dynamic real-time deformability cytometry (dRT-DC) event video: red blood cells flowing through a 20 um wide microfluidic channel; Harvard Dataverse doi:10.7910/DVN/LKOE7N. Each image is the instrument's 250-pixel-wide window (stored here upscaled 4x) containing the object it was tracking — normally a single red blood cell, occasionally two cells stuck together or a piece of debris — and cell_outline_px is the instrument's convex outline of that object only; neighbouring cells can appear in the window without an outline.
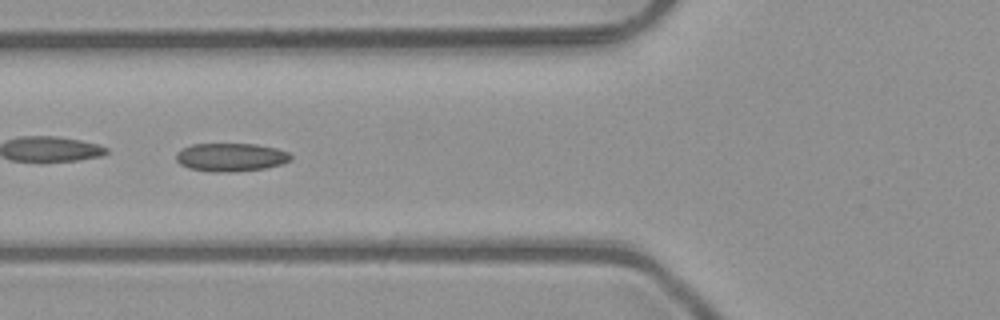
{"species": "common noctule bat (a hibernating species)", "species_latin": "Nyctalus noctula", "temperature_condition": "room temperature", "stored_images_in_passage": 5, "camera_frame_rate_fps": 3000, "um_per_image_px": 0.085, "animal": {"sex": "male", "body_mass_g": 23.1, "forearm_length_mm": 52.7}, "frame": {"image": 1, "passage_image": 5, "time_ms": 1.333, "image_size_px": [1000, 320], "cell_outline_px": [[292, 160], [280, 164], [264, 168], [232, 172], [212, 172], [188, 168], [180, 164], [176, 160], [176, 152], [192, 144], [256, 144], [276, 148], [288, 152], [292, 156]], "centroid_in_image_um": [19.61, 13.36], "position_along_channel_um": 106.2, "area_um2": 18.9}}